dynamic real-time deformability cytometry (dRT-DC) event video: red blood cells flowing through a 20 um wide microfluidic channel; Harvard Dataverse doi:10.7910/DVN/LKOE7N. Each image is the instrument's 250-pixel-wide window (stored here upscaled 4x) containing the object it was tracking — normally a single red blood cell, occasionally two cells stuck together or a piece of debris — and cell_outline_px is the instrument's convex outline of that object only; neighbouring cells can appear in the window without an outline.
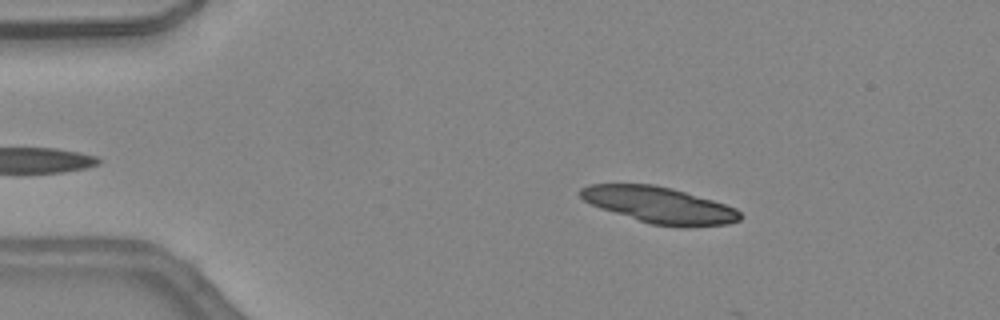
{"species": "common noctule bat (a hibernating species)", "species_latin": "Nyctalus noctula", "temperature_condition": "warm", "stored_images_in_passage": 9, "camera_frame_rate_fps": 3000, "um_per_image_px": 0.085, "animal": {"sex": "female", "body_mass_g": 24.6, "forearm_length_mm": 56.2}, "frame": {"image": 1, "passage_image": 7, "time_ms": 2.0, "image_size_px": [1000, 320], "cell_outline_px": [[744, 216], [740, 220], [728, 224], [684, 228], [652, 224], [600, 208], [584, 200], [580, 196], [580, 188], [588, 184], [652, 184], [672, 188], [712, 200], [736, 208]], "centroid_in_image_um": [56.08, 17.44], "position_along_channel_um": 28.9, "area_um2": 33.7}}